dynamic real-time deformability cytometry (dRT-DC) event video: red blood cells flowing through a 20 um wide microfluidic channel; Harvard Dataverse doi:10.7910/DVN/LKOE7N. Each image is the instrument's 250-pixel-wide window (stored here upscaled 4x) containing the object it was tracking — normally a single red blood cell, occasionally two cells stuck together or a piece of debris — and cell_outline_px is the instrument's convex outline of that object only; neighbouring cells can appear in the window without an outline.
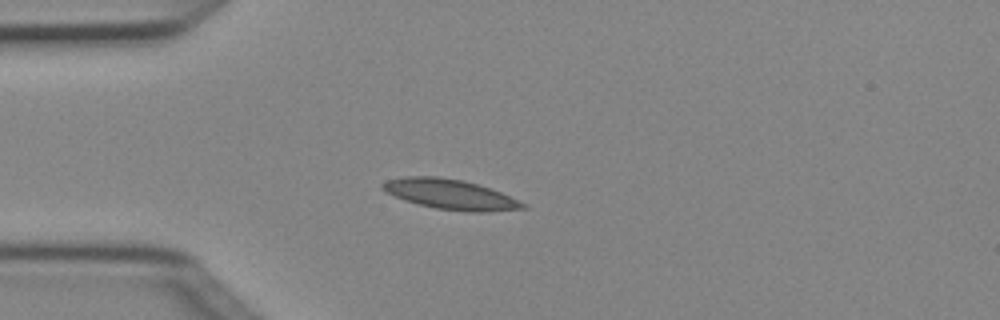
{"species": "Egyptian fruit bat (a non-hibernating species)", "species_latin": "Rousettus aegyptiacus", "temperature_condition": "cold", "stored_images_in_passage": 4, "camera_frame_rate_fps": 3000, "um_per_image_px": 0.085, "animal": {"sex": "female"}, "frame": {"image": 1, "passage_image": 4, "time_ms": 1.0, "image_size_px": [1000, 320], "cell_outline_px": [[528, 208], [484, 212], [468, 212], [436, 208], [420, 204], [396, 196], [380, 188], [380, 184], [388, 180], [404, 176], [436, 176], [464, 180], [492, 188], [528, 204]], "centroid_in_image_um": [38.34, 16.51], "position_along_channel_um": 46.7, "area_um2": 24.51}}